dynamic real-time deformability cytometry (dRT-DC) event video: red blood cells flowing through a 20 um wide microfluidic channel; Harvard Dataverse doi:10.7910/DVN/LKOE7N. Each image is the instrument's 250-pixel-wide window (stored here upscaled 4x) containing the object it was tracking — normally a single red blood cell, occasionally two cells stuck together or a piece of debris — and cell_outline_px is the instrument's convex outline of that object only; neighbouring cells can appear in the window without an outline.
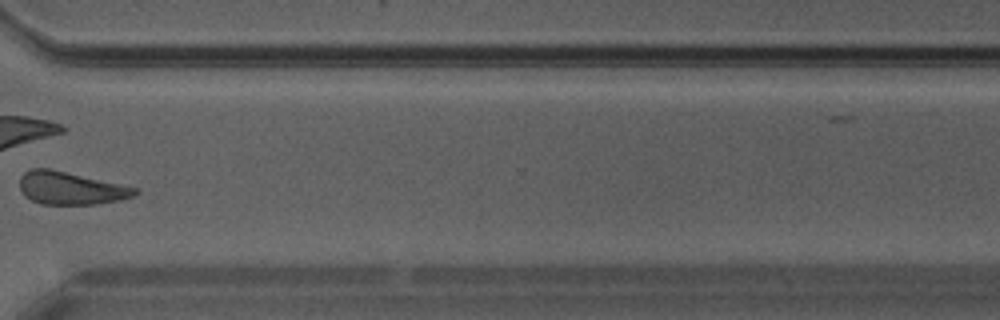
{"species": "Egyptian fruit bat (a non-hibernating species)", "species_latin": "Rousettus aegyptiacus", "temperature_condition": "warm", "stored_images_in_passage": 30, "camera_frame_rate_fps": 3000, "um_per_image_px": 0.085, "animal": {"sex": "male"}, "frame": {"image": 1, "passage_image": 22, "time_ms": 7.0, "image_size_px": [1000, 320], "cell_outline_px": [[140, 192], [136, 196], [120, 200], [96, 204], [40, 204], [24, 196], [20, 188], [20, 176], [24, 172], [32, 168], [48, 168], [120, 184], [136, 188]], "centroid_in_image_um": [6.0, 16.0], "position_along_channel_um": 364.6, "area_um2": 21.91}}